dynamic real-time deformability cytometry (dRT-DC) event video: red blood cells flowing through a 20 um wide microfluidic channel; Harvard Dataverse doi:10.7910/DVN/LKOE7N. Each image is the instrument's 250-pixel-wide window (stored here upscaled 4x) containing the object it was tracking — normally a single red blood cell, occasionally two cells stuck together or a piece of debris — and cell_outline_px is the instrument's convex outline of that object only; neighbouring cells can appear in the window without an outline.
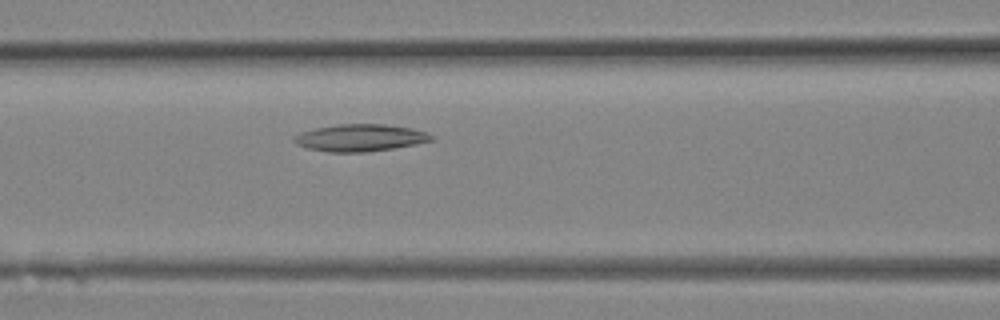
{"species": "Egyptian fruit bat (a non-hibernating species)", "species_latin": "Rousettus aegyptiacus", "temperature_condition": "room temperature", "stored_images_in_passage": 5, "camera_frame_rate_fps": 3000, "um_per_image_px": 0.085, "animal": {"sex": "female"}, "frame": {"image": 1, "passage_image": 5, "time_ms": 1.333, "image_size_px": [1000, 320], "cell_outline_px": [[432, 140], [416, 144], [392, 148], [364, 152], [328, 152], [308, 148], [296, 144], [292, 140], [292, 136], [300, 132], [316, 128], [340, 124], [384, 124], [412, 128], [424, 132], [432, 136]], "centroid_in_image_um": [30.55, 11.71], "position_along_channel_um": 136.0, "area_um2": 21.5}}